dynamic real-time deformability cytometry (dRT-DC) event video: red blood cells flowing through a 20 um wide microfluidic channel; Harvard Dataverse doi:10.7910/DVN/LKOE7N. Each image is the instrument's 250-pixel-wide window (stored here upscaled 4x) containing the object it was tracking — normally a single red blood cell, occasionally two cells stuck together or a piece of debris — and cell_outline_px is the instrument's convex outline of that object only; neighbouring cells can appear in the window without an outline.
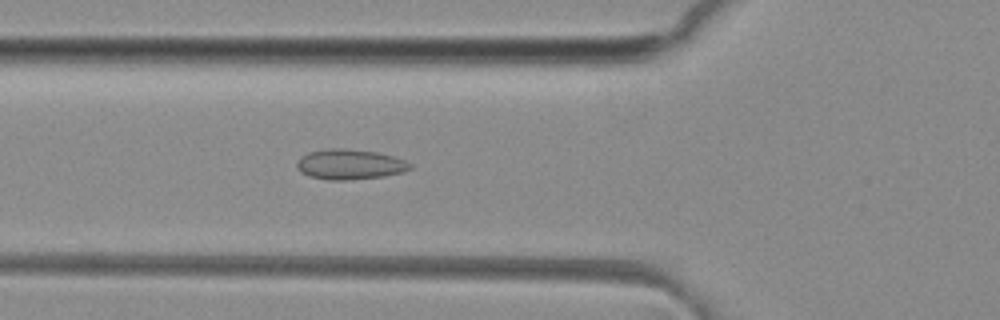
{"species": "common noctule bat (a hibernating species)", "species_latin": "Nyctalus noctula", "temperature_condition": "room temperature", "stored_images_in_passage": 42, "camera_frame_rate_fps": 3000, "um_per_image_px": 0.085, "animal": {"sex": "female", "body_mass_g": 29.2, "forearm_length_mm": 56.3}, "frame": {"image": 1, "passage_image": 17, "time_ms": 5.333, "image_size_px": [1000, 320], "cell_outline_px": [[412, 168], [404, 172], [384, 176], [348, 180], [328, 180], [308, 176], [300, 172], [296, 168], [296, 164], [300, 156], [308, 152], [328, 148], [344, 148], [376, 152], [392, 156], [404, 160], [412, 164]], "centroid_in_image_um": [29.7, 13.97], "position_along_channel_um": 96.1, "area_um2": 20.11}}
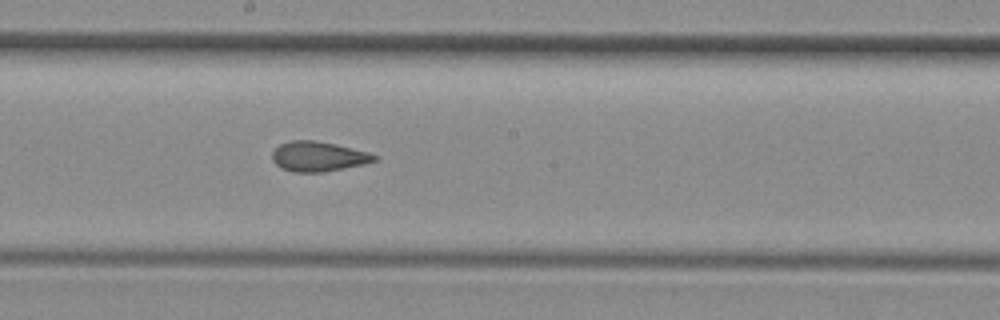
{"frame": {"image": 2, "passage_image": 26, "time_ms": 8.333, "image_size_px": [1000, 320], "cell_outline_px": [[380, 156], [376, 160], [364, 164], [324, 172], [292, 172], [280, 168], [272, 160], [272, 152], [280, 144], [292, 140], [312, 140], [336, 144], [368, 152]], "centroid_in_image_um": [27.05, 13.3], "position_along_channel_um": 221.2, "area_um2": 17.86}}
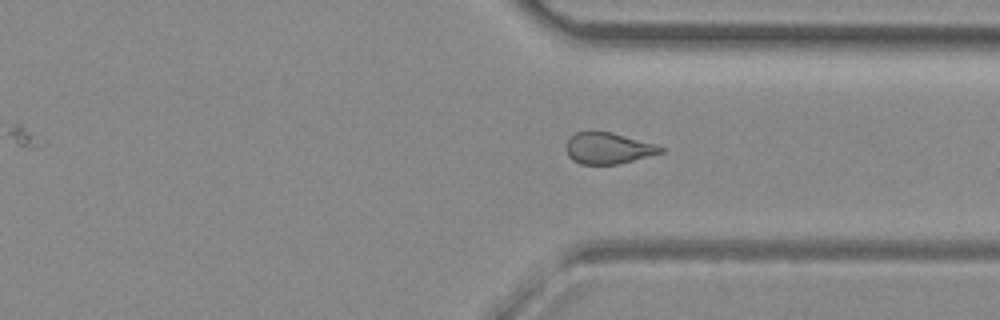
{"frame": {"image": 3, "passage_image": 36, "time_ms": 11.667, "image_size_px": [1000, 320], "cell_outline_px": [[668, 148], [664, 152], [620, 164], [580, 164], [572, 160], [568, 156], [568, 140], [576, 132], [612, 132], [656, 144]], "centroid_in_image_um": [51.77, 12.61], "position_along_channel_um": 359.6, "area_um2": 17.17}, "authors_computed_cell_mechanics": {"area_um2": 18.3226, "velocity_mm_per_s": 4.1585, "shape_relaxation_time_tau1_ms": null, "shape_relaxation_time_tau2_ms": 2.0657, "deformation_change_tau1": null, "deformation_change_tau2": 0.0886}}